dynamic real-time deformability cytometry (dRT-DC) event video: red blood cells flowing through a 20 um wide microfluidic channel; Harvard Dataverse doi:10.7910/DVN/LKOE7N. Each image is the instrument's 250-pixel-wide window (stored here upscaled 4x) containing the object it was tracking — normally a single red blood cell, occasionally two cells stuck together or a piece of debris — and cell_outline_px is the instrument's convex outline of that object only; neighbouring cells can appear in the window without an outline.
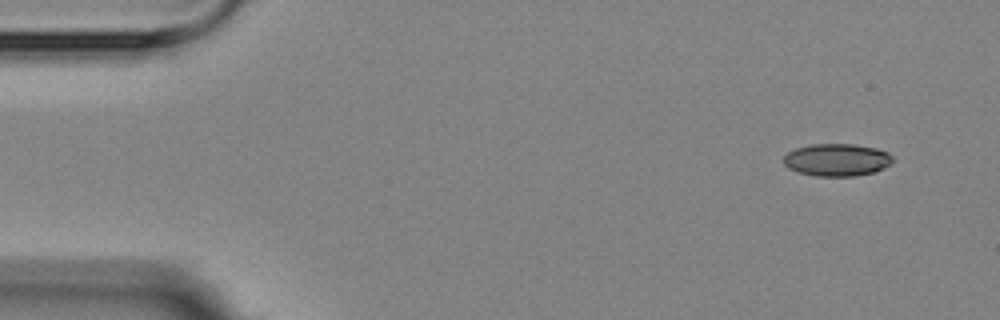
{"species": "Egyptian fruit bat (a non-hibernating species)", "species_latin": "Rousettus aegyptiacus", "temperature_condition": "room temperature", "stored_images_in_passage": 5, "segment_of_instrument_passage": [1, 2], "camera_frame_rate_fps": 3000, "um_per_image_px": 0.085, "animal": {"sex": "female"}, "frame": {"image": 1, "passage_image": 1, "time_ms": 0.0, "image_size_px": [1000, 320], "cell_outline_px": [[892, 164], [876, 172], [856, 176], [816, 176], [800, 172], [788, 168], [784, 164], [784, 156], [788, 152], [796, 148], [812, 144], [852, 144], [876, 148], [888, 152], [892, 156]], "centroid_in_image_um": [71.16, 13.59], "position_along_channel_um": 13.8, "area_um2": 20.69}}
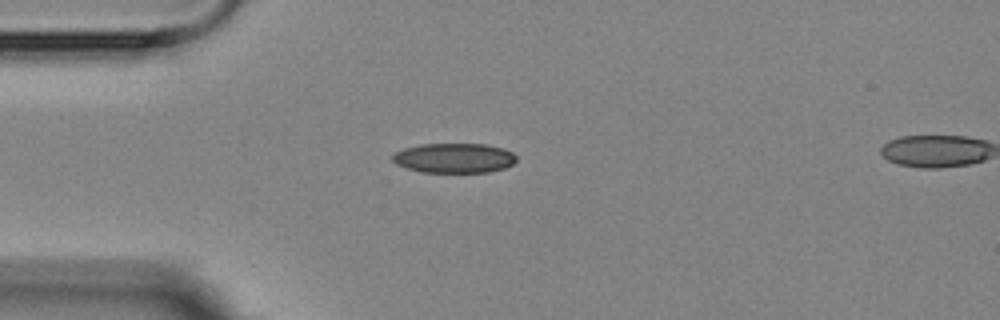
{"frame": {"image": 2, "passage_image": 4, "time_ms": 3.333, "image_size_px": [1000, 320], "cell_outline_px": [[516, 160], [512, 164], [504, 168], [488, 172], [420, 172], [396, 164], [392, 160], [392, 156], [396, 152], [404, 148], [420, 144], [484, 144], [504, 148], [512, 152], [516, 156]], "centroid_in_image_um": [38.6, 13.43], "position_along_channel_um": 46.4, "area_um2": 21.44}}